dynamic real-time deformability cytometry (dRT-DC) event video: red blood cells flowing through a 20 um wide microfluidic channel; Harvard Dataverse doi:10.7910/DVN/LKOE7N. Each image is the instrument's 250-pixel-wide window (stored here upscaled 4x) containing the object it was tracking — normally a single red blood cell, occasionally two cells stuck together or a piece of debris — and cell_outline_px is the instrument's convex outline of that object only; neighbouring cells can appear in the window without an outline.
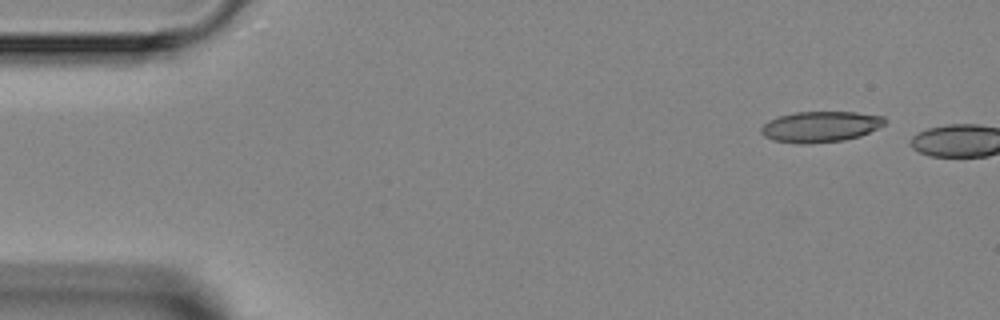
{"species": "Egyptian fruit bat (a non-hibernating species)", "species_latin": "Rousettus aegyptiacus", "temperature_condition": "room temperature", "stored_images_in_passage": 2, "camera_frame_rate_fps": 3000, "um_per_image_px": 0.085, "animal": {"sex": "female"}, "frame": {"image": 1, "passage_image": 1, "time_ms": 0.0, "image_size_px": [1000, 320], "cell_outline_px": [[884, 124], [860, 136], [844, 140], [772, 140], [764, 136], [760, 132], [760, 128], [768, 120], [780, 116], [796, 112], [856, 112], [884, 116]], "centroid_in_image_um": [69.75, 10.7], "position_along_channel_um": 15.2, "area_um2": 20.98}}